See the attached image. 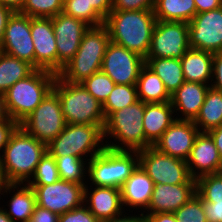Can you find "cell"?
I'll use <instances>...</instances> for the list:
<instances>
[{"label": "cell", "mask_w": 222, "mask_h": 222, "mask_svg": "<svg viewBox=\"0 0 222 222\" xmlns=\"http://www.w3.org/2000/svg\"><path fill=\"white\" fill-rule=\"evenodd\" d=\"M57 163L60 180L87 184L88 162L77 156H53ZM86 180V181H85Z\"/></svg>", "instance_id": "1f68e13d"}, {"label": "cell", "mask_w": 222, "mask_h": 222, "mask_svg": "<svg viewBox=\"0 0 222 222\" xmlns=\"http://www.w3.org/2000/svg\"><path fill=\"white\" fill-rule=\"evenodd\" d=\"M154 14L158 21L189 23L197 10L194 0H156Z\"/></svg>", "instance_id": "f546056e"}, {"label": "cell", "mask_w": 222, "mask_h": 222, "mask_svg": "<svg viewBox=\"0 0 222 222\" xmlns=\"http://www.w3.org/2000/svg\"><path fill=\"white\" fill-rule=\"evenodd\" d=\"M83 204L100 222L125 213L119 188L85 185Z\"/></svg>", "instance_id": "ffe728a7"}, {"label": "cell", "mask_w": 222, "mask_h": 222, "mask_svg": "<svg viewBox=\"0 0 222 222\" xmlns=\"http://www.w3.org/2000/svg\"><path fill=\"white\" fill-rule=\"evenodd\" d=\"M9 119L10 116L6 108L5 96L4 94H0V122Z\"/></svg>", "instance_id": "db71d44e"}, {"label": "cell", "mask_w": 222, "mask_h": 222, "mask_svg": "<svg viewBox=\"0 0 222 222\" xmlns=\"http://www.w3.org/2000/svg\"><path fill=\"white\" fill-rule=\"evenodd\" d=\"M138 165L137 151H116L106 147L88 161L89 183L86 185L120 189Z\"/></svg>", "instance_id": "52a82bcc"}, {"label": "cell", "mask_w": 222, "mask_h": 222, "mask_svg": "<svg viewBox=\"0 0 222 222\" xmlns=\"http://www.w3.org/2000/svg\"><path fill=\"white\" fill-rule=\"evenodd\" d=\"M56 77L55 73L36 69L12 85L4 94L10 118L20 124L53 90Z\"/></svg>", "instance_id": "5b68a950"}, {"label": "cell", "mask_w": 222, "mask_h": 222, "mask_svg": "<svg viewBox=\"0 0 222 222\" xmlns=\"http://www.w3.org/2000/svg\"><path fill=\"white\" fill-rule=\"evenodd\" d=\"M156 0H112V10H154Z\"/></svg>", "instance_id": "60d3db41"}, {"label": "cell", "mask_w": 222, "mask_h": 222, "mask_svg": "<svg viewBox=\"0 0 222 222\" xmlns=\"http://www.w3.org/2000/svg\"><path fill=\"white\" fill-rule=\"evenodd\" d=\"M139 165L154 184L196 183L189 173L186 161L160 152L154 146L138 151Z\"/></svg>", "instance_id": "30bf717a"}, {"label": "cell", "mask_w": 222, "mask_h": 222, "mask_svg": "<svg viewBox=\"0 0 222 222\" xmlns=\"http://www.w3.org/2000/svg\"><path fill=\"white\" fill-rule=\"evenodd\" d=\"M156 22L154 10H112L104 26L111 42L146 58Z\"/></svg>", "instance_id": "6da1fadb"}, {"label": "cell", "mask_w": 222, "mask_h": 222, "mask_svg": "<svg viewBox=\"0 0 222 222\" xmlns=\"http://www.w3.org/2000/svg\"><path fill=\"white\" fill-rule=\"evenodd\" d=\"M210 84L185 81L171 94L176 120L194 121L198 116Z\"/></svg>", "instance_id": "603a6c76"}, {"label": "cell", "mask_w": 222, "mask_h": 222, "mask_svg": "<svg viewBox=\"0 0 222 222\" xmlns=\"http://www.w3.org/2000/svg\"><path fill=\"white\" fill-rule=\"evenodd\" d=\"M210 86L222 91V52L213 53L212 79Z\"/></svg>", "instance_id": "7bdbcfd3"}, {"label": "cell", "mask_w": 222, "mask_h": 222, "mask_svg": "<svg viewBox=\"0 0 222 222\" xmlns=\"http://www.w3.org/2000/svg\"><path fill=\"white\" fill-rule=\"evenodd\" d=\"M138 99L144 103L170 102L171 95L165 89L162 80L144 65L137 79Z\"/></svg>", "instance_id": "83f0119b"}, {"label": "cell", "mask_w": 222, "mask_h": 222, "mask_svg": "<svg viewBox=\"0 0 222 222\" xmlns=\"http://www.w3.org/2000/svg\"><path fill=\"white\" fill-rule=\"evenodd\" d=\"M199 132L193 121L175 120L154 147L166 155L186 161Z\"/></svg>", "instance_id": "ac0fdd59"}, {"label": "cell", "mask_w": 222, "mask_h": 222, "mask_svg": "<svg viewBox=\"0 0 222 222\" xmlns=\"http://www.w3.org/2000/svg\"><path fill=\"white\" fill-rule=\"evenodd\" d=\"M144 111L145 103L138 100L111 113L105 119L103 128L105 146L116 151L137 152L151 146L145 138Z\"/></svg>", "instance_id": "7a4b0ae2"}, {"label": "cell", "mask_w": 222, "mask_h": 222, "mask_svg": "<svg viewBox=\"0 0 222 222\" xmlns=\"http://www.w3.org/2000/svg\"><path fill=\"white\" fill-rule=\"evenodd\" d=\"M105 148L103 129L100 126L67 124L63 131L47 145V152L51 156L72 155L89 161Z\"/></svg>", "instance_id": "ba28073f"}, {"label": "cell", "mask_w": 222, "mask_h": 222, "mask_svg": "<svg viewBox=\"0 0 222 222\" xmlns=\"http://www.w3.org/2000/svg\"><path fill=\"white\" fill-rule=\"evenodd\" d=\"M145 65L158 75L170 95L185 82L180 59L145 58Z\"/></svg>", "instance_id": "4316f807"}, {"label": "cell", "mask_w": 222, "mask_h": 222, "mask_svg": "<svg viewBox=\"0 0 222 222\" xmlns=\"http://www.w3.org/2000/svg\"><path fill=\"white\" fill-rule=\"evenodd\" d=\"M59 215L36 205L29 222H58Z\"/></svg>", "instance_id": "f6af8a7d"}, {"label": "cell", "mask_w": 222, "mask_h": 222, "mask_svg": "<svg viewBox=\"0 0 222 222\" xmlns=\"http://www.w3.org/2000/svg\"><path fill=\"white\" fill-rule=\"evenodd\" d=\"M57 45V75L75 56L84 33L89 29L84 21L59 13L52 18Z\"/></svg>", "instance_id": "2e32d148"}, {"label": "cell", "mask_w": 222, "mask_h": 222, "mask_svg": "<svg viewBox=\"0 0 222 222\" xmlns=\"http://www.w3.org/2000/svg\"><path fill=\"white\" fill-rule=\"evenodd\" d=\"M46 152L45 143L38 141L19 126L11 135L1 157L8 182L27 184Z\"/></svg>", "instance_id": "3957f363"}, {"label": "cell", "mask_w": 222, "mask_h": 222, "mask_svg": "<svg viewBox=\"0 0 222 222\" xmlns=\"http://www.w3.org/2000/svg\"><path fill=\"white\" fill-rule=\"evenodd\" d=\"M8 195L11 197L5 202V204H8L1 205L3 198H8ZM1 199L0 206L3 207L13 222H29L36 206V196L31 186L22 183H10L0 194V200ZM6 206H8V208H6Z\"/></svg>", "instance_id": "cb8c5ba5"}, {"label": "cell", "mask_w": 222, "mask_h": 222, "mask_svg": "<svg viewBox=\"0 0 222 222\" xmlns=\"http://www.w3.org/2000/svg\"><path fill=\"white\" fill-rule=\"evenodd\" d=\"M196 194L209 203L222 202V172L196 179Z\"/></svg>", "instance_id": "e575fe53"}, {"label": "cell", "mask_w": 222, "mask_h": 222, "mask_svg": "<svg viewBox=\"0 0 222 222\" xmlns=\"http://www.w3.org/2000/svg\"><path fill=\"white\" fill-rule=\"evenodd\" d=\"M85 185L58 180L53 184L31 188L36 196V205L61 215L83 204Z\"/></svg>", "instance_id": "7c38bea8"}, {"label": "cell", "mask_w": 222, "mask_h": 222, "mask_svg": "<svg viewBox=\"0 0 222 222\" xmlns=\"http://www.w3.org/2000/svg\"><path fill=\"white\" fill-rule=\"evenodd\" d=\"M0 51L35 67L34 44L31 37L30 17L13 12L9 17Z\"/></svg>", "instance_id": "9a60e30c"}, {"label": "cell", "mask_w": 222, "mask_h": 222, "mask_svg": "<svg viewBox=\"0 0 222 222\" xmlns=\"http://www.w3.org/2000/svg\"><path fill=\"white\" fill-rule=\"evenodd\" d=\"M196 194V183L154 185L152 198L143 214L174 213Z\"/></svg>", "instance_id": "44dd1931"}, {"label": "cell", "mask_w": 222, "mask_h": 222, "mask_svg": "<svg viewBox=\"0 0 222 222\" xmlns=\"http://www.w3.org/2000/svg\"><path fill=\"white\" fill-rule=\"evenodd\" d=\"M144 65L145 58L110 41L106 47L101 71L115 84L136 85Z\"/></svg>", "instance_id": "4fadbf2b"}, {"label": "cell", "mask_w": 222, "mask_h": 222, "mask_svg": "<svg viewBox=\"0 0 222 222\" xmlns=\"http://www.w3.org/2000/svg\"><path fill=\"white\" fill-rule=\"evenodd\" d=\"M9 184L10 183L8 182V180L5 176L2 161L0 159V194Z\"/></svg>", "instance_id": "11a10c76"}, {"label": "cell", "mask_w": 222, "mask_h": 222, "mask_svg": "<svg viewBox=\"0 0 222 222\" xmlns=\"http://www.w3.org/2000/svg\"><path fill=\"white\" fill-rule=\"evenodd\" d=\"M138 93L136 85L115 84L106 101L102 104L105 119L113 112L137 102Z\"/></svg>", "instance_id": "d6a6232c"}, {"label": "cell", "mask_w": 222, "mask_h": 222, "mask_svg": "<svg viewBox=\"0 0 222 222\" xmlns=\"http://www.w3.org/2000/svg\"><path fill=\"white\" fill-rule=\"evenodd\" d=\"M64 0H25L20 13L31 18H53L63 12Z\"/></svg>", "instance_id": "d590c367"}, {"label": "cell", "mask_w": 222, "mask_h": 222, "mask_svg": "<svg viewBox=\"0 0 222 222\" xmlns=\"http://www.w3.org/2000/svg\"><path fill=\"white\" fill-rule=\"evenodd\" d=\"M186 164L193 179L222 171V159L208 132H199Z\"/></svg>", "instance_id": "d6986e66"}, {"label": "cell", "mask_w": 222, "mask_h": 222, "mask_svg": "<svg viewBox=\"0 0 222 222\" xmlns=\"http://www.w3.org/2000/svg\"><path fill=\"white\" fill-rule=\"evenodd\" d=\"M31 37L34 44L35 68L57 75V45L52 18H31Z\"/></svg>", "instance_id": "e0dca14e"}, {"label": "cell", "mask_w": 222, "mask_h": 222, "mask_svg": "<svg viewBox=\"0 0 222 222\" xmlns=\"http://www.w3.org/2000/svg\"><path fill=\"white\" fill-rule=\"evenodd\" d=\"M35 70L36 68L27 61L0 51V94H5L12 85L28 77Z\"/></svg>", "instance_id": "4dcf8cb0"}, {"label": "cell", "mask_w": 222, "mask_h": 222, "mask_svg": "<svg viewBox=\"0 0 222 222\" xmlns=\"http://www.w3.org/2000/svg\"><path fill=\"white\" fill-rule=\"evenodd\" d=\"M128 215V216H127ZM104 222H146L145 216L143 213H138L137 215H135V211L134 214L133 212L130 214L125 212L123 215L116 217V218H112L111 220H107Z\"/></svg>", "instance_id": "681fc988"}, {"label": "cell", "mask_w": 222, "mask_h": 222, "mask_svg": "<svg viewBox=\"0 0 222 222\" xmlns=\"http://www.w3.org/2000/svg\"><path fill=\"white\" fill-rule=\"evenodd\" d=\"M154 185L152 179L138 165L120 188L124 210L130 213L134 209L135 211L140 209L138 212L144 213L150 204Z\"/></svg>", "instance_id": "7402d4cb"}, {"label": "cell", "mask_w": 222, "mask_h": 222, "mask_svg": "<svg viewBox=\"0 0 222 222\" xmlns=\"http://www.w3.org/2000/svg\"><path fill=\"white\" fill-rule=\"evenodd\" d=\"M53 91L60 99L61 112L67 124H92L104 128L105 115L102 103L82 84L66 82L57 75Z\"/></svg>", "instance_id": "8992f818"}, {"label": "cell", "mask_w": 222, "mask_h": 222, "mask_svg": "<svg viewBox=\"0 0 222 222\" xmlns=\"http://www.w3.org/2000/svg\"><path fill=\"white\" fill-rule=\"evenodd\" d=\"M60 180L56 160L48 152L41 158L36 167V171L30 181L29 186H41L53 184Z\"/></svg>", "instance_id": "8d00e7d4"}, {"label": "cell", "mask_w": 222, "mask_h": 222, "mask_svg": "<svg viewBox=\"0 0 222 222\" xmlns=\"http://www.w3.org/2000/svg\"><path fill=\"white\" fill-rule=\"evenodd\" d=\"M214 140L215 146L218 149L220 158L222 159V124L217 128L208 132Z\"/></svg>", "instance_id": "816d5d0a"}, {"label": "cell", "mask_w": 222, "mask_h": 222, "mask_svg": "<svg viewBox=\"0 0 222 222\" xmlns=\"http://www.w3.org/2000/svg\"><path fill=\"white\" fill-rule=\"evenodd\" d=\"M174 215L178 222H208L202 206V199L197 194L175 211Z\"/></svg>", "instance_id": "f35d334b"}, {"label": "cell", "mask_w": 222, "mask_h": 222, "mask_svg": "<svg viewBox=\"0 0 222 222\" xmlns=\"http://www.w3.org/2000/svg\"><path fill=\"white\" fill-rule=\"evenodd\" d=\"M58 222H100L89 209L82 204L80 207L59 215Z\"/></svg>", "instance_id": "ab89813d"}, {"label": "cell", "mask_w": 222, "mask_h": 222, "mask_svg": "<svg viewBox=\"0 0 222 222\" xmlns=\"http://www.w3.org/2000/svg\"><path fill=\"white\" fill-rule=\"evenodd\" d=\"M175 120L171 102L145 103L143 127L146 141L154 146Z\"/></svg>", "instance_id": "d4e9b609"}, {"label": "cell", "mask_w": 222, "mask_h": 222, "mask_svg": "<svg viewBox=\"0 0 222 222\" xmlns=\"http://www.w3.org/2000/svg\"><path fill=\"white\" fill-rule=\"evenodd\" d=\"M13 11L0 4V46L4 37V31L8 22L9 17Z\"/></svg>", "instance_id": "f907efd6"}, {"label": "cell", "mask_w": 222, "mask_h": 222, "mask_svg": "<svg viewBox=\"0 0 222 222\" xmlns=\"http://www.w3.org/2000/svg\"><path fill=\"white\" fill-rule=\"evenodd\" d=\"M189 47L222 52V6L196 14L188 23Z\"/></svg>", "instance_id": "5bb4252c"}, {"label": "cell", "mask_w": 222, "mask_h": 222, "mask_svg": "<svg viewBox=\"0 0 222 222\" xmlns=\"http://www.w3.org/2000/svg\"><path fill=\"white\" fill-rule=\"evenodd\" d=\"M63 13L84 21L90 27L104 25V19L89 5V0H64Z\"/></svg>", "instance_id": "836d02e7"}, {"label": "cell", "mask_w": 222, "mask_h": 222, "mask_svg": "<svg viewBox=\"0 0 222 222\" xmlns=\"http://www.w3.org/2000/svg\"><path fill=\"white\" fill-rule=\"evenodd\" d=\"M202 206L208 222H222V202L209 203L202 200Z\"/></svg>", "instance_id": "ee69618b"}, {"label": "cell", "mask_w": 222, "mask_h": 222, "mask_svg": "<svg viewBox=\"0 0 222 222\" xmlns=\"http://www.w3.org/2000/svg\"><path fill=\"white\" fill-rule=\"evenodd\" d=\"M180 62L185 81L211 84L213 53L189 48Z\"/></svg>", "instance_id": "484cf974"}, {"label": "cell", "mask_w": 222, "mask_h": 222, "mask_svg": "<svg viewBox=\"0 0 222 222\" xmlns=\"http://www.w3.org/2000/svg\"><path fill=\"white\" fill-rule=\"evenodd\" d=\"M189 48L187 22L157 20L146 58L181 59Z\"/></svg>", "instance_id": "8fae6325"}, {"label": "cell", "mask_w": 222, "mask_h": 222, "mask_svg": "<svg viewBox=\"0 0 222 222\" xmlns=\"http://www.w3.org/2000/svg\"><path fill=\"white\" fill-rule=\"evenodd\" d=\"M25 0H0V4L11 9L13 12H20Z\"/></svg>", "instance_id": "f5cc1de1"}, {"label": "cell", "mask_w": 222, "mask_h": 222, "mask_svg": "<svg viewBox=\"0 0 222 222\" xmlns=\"http://www.w3.org/2000/svg\"><path fill=\"white\" fill-rule=\"evenodd\" d=\"M0 222H13V220L6 214L2 206H0Z\"/></svg>", "instance_id": "9f6ffc18"}, {"label": "cell", "mask_w": 222, "mask_h": 222, "mask_svg": "<svg viewBox=\"0 0 222 222\" xmlns=\"http://www.w3.org/2000/svg\"><path fill=\"white\" fill-rule=\"evenodd\" d=\"M110 36L104 25L89 27L84 33L75 56L63 67L58 76L69 83L81 84L101 71Z\"/></svg>", "instance_id": "277c9868"}, {"label": "cell", "mask_w": 222, "mask_h": 222, "mask_svg": "<svg viewBox=\"0 0 222 222\" xmlns=\"http://www.w3.org/2000/svg\"><path fill=\"white\" fill-rule=\"evenodd\" d=\"M197 14L214 10L222 6V0H194Z\"/></svg>", "instance_id": "7dc6e473"}, {"label": "cell", "mask_w": 222, "mask_h": 222, "mask_svg": "<svg viewBox=\"0 0 222 222\" xmlns=\"http://www.w3.org/2000/svg\"><path fill=\"white\" fill-rule=\"evenodd\" d=\"M146 222H178L174 213L144 214Z\"/></svg>", "instance_id": "c3c4849f"}, {"label": "cell", "mask_w": 222, "mask_h": 222, "mask_svg": "<svg viewBox=\"0 0 222 222\" xmlns=\"http://www.w3.org/2000/svg\"><path fill=\"white\" fill-rule=\"evenodd\" d=\"M67 125L60 108V99L52 90L20 123L31 136L48 145Z\"/></svg>", "instance_id": "9c48e42d"}, {"label": "cell", "mask_w": 222, "mask_h": 222, "mask_svg": "<svg viewBox=\"0 0 222 222\" xmlns=\"http://www.w3.org/2000/svg\"><path fill=\"white\" fill-rule=\"evenodd\" d=\"M193 122L200 132H209L222 124V91L209 87L200 112Z\"/></svg>", "instance_id": "f1b7e54d"}, {"label": "cell", "mask_w": 222, "mask_h": 222, "mask_svg": "<svg viewBox=\"0 0 222 222\" xmlns=\"http://www.w3.org/2000/svg\"><path fill=\"white\" fill-rule=\"evenodd\" d=\"M20 126V124L12 120H4L0 122V159L2 157L5 146L8 144L11 135Z\"/></svg>", "instance_id": "b9f144b4"}, {"label": "cell", "mask_w": 222, "mask_h": 222, "mask_svg": "<svg viewBox=\"0 0 222 222\" xmlns=\"http://www.w3.org/2000/svg\"><path fill=\"white\" fill-rule=\"evenodd\" d=\"M94 10L105 20L112 11V0H89Z\"/></svg>", "instance_id": "bcb514c9"}, {"label": "cell", "mask_w": 222, "mask_h": 222, "mask_svg": "<svg viewBox=\"0 0 222 222\" xmlns=\"http://www.w3.org/2000/svg\"><path fill=\"white\" fill-rule=\"evenodd\" d=\"M100 103H104L115 87L114 81L102 71L94 73L81 83Z\"/></svg>", "instance_id": "74e56055"}]
</instances>
